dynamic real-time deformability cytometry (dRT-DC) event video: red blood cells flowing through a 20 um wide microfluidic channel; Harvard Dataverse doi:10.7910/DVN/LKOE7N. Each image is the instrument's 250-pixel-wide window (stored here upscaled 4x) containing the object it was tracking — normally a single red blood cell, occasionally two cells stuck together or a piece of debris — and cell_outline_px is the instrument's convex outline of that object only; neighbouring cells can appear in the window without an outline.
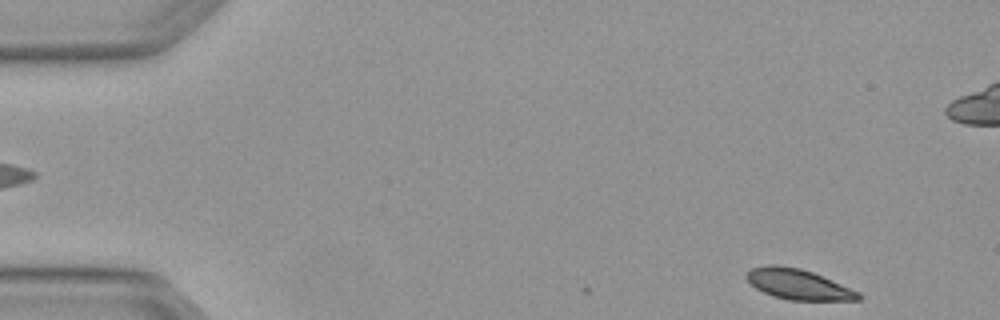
{"species": "Egyptian fruit bat (a non-hibernating species)", "species_latin": "Rousettus aegyptiacus", "temperature_condition": "warm", "stored_images_in_passage": 3, "segment_of_instrument_passage": [2, 2], "camera_frame_rate_fps": 3000, "um_per_image_px": 0.085, "animal": {"sex": "female"}, "frame": {"image": 1, "passage_image": 3, "time_ms": 0.667, "image_size_px": [1000, 320], "cell_outline_px": [[860, 300], [788, 300], [772, 296], [756, 288], [744, 276], [752, 268], [768, 264], [776, 264], [800, 268], [812, 272], [860, 292]], "centroid_in_image_um": [67.83, 24.16], "position_along_channel_um": 17.2, "area_um2": 19.65}}